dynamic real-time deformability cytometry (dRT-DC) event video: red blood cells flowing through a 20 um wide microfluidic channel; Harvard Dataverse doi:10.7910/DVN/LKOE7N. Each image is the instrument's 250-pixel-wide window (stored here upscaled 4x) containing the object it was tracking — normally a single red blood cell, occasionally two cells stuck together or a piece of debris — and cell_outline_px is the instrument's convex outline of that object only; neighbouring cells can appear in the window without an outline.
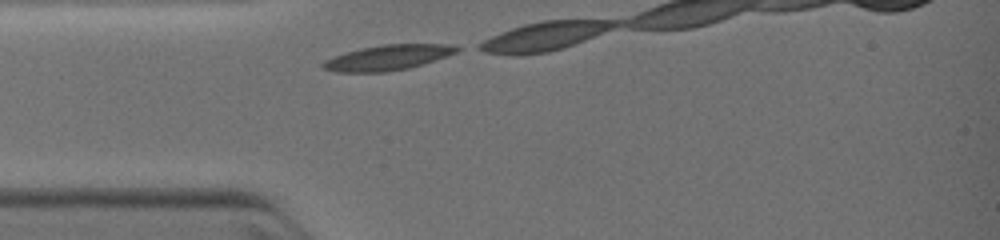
{"species": "common noctule bat (a hibernating species)", "species_latin": "Nyctalus noctula", "temperature_condition": "warm", "stored_images_in_passage": 3, "segment_of_instrument_passage": [1, 2], "camera_frame_rate_fps": 3000, "um_per_image_px": 0.085, "animal": {"sex": "female", "body_mass_g": 19.0, "forearm_length_mm": 51.5}, "frame": {"image": 1, "passage_image": 1, "time_ms": 0.0, "image_size_px": [1000, 240], "cell_outline_px": [[464, 48], [456, 52], [408, 68], [384, 72], [336, 72], [324, 68], [320, 64], [324, 60], [344, 52], [360, 48], [384, 44], [448, 44]], "centroid_in_image_um": [32.91, 4.88], "position_along_channel_um": 52.1, "area_um2": 19.48}}